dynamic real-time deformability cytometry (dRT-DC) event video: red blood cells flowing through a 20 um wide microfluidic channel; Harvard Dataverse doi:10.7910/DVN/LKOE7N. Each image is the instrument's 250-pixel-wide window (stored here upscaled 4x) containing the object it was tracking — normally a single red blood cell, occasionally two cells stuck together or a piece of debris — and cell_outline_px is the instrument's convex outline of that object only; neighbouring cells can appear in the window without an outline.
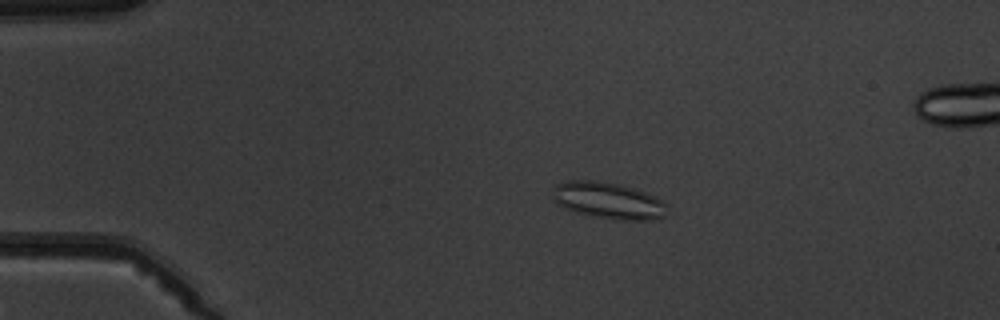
{"species": "common noctule bat (a hibernating species)", "species_latin": "Nyctalus noctula", "temperature_condition": "warm", "stored_images_in_passage": 6, "camera_frame_rate_fps": 3000, "um_per_image_px": 0.085, "animal": {"sex": "male", "body_mass_g": 19.5, "forearm_length_mm": 54.6}, "frame": {"image": 1, "passage_image": 2, "time_ms": 1.0, "image_size_px": [1000, 320], "cell_outline_px": [[668, 204], [664, 216], [652, 220], [612, 220], [576, 212], [564, 208], [556, 204], [552, 200], [552, 196], [556, 184], [564, 180], [596, 180], [616, 184], [632, 188], [656, 196]], "centroid_in_image_um": [51.68, 17.05], "position_along_channel_um": 33.3, "area_um2": 24.62}}
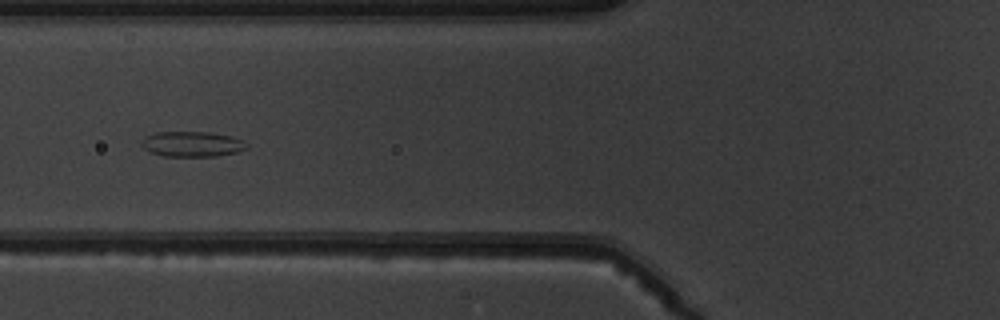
{"frame": {"image": 2, "passage_image": 5, "time_ms": 4.333, "image_size_px": [1000, 320], "cell_outline_px": [[248, 148], [236, 152], [216, 156], [164, 156], [152, 152], [144, 148], [140, 144], [140, 140], [144, 136], [156, 132], [208, 132], [232, 136], [248, 144]], "centroid_in_image_um": [16.3, 12.24], "position_along_channel_um": 109.5, "area_um2": 15.49}}
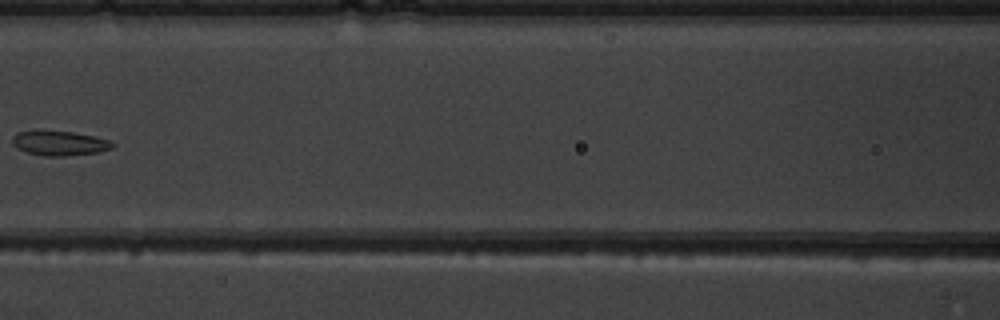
{"frame": {"image": 3, "passage_image": 6, "time_ms": 5.667, "image_size_px": [1000, 320], "cell_outline_px": [[116, 144], [112, 148], [100, 152], [64, 156], [44, 156], [24, 152], [16, 148], [12, 144], [12, 136], [16, 132], [36, 128], [40, 128], [72, 132], [112, 140]], "centroid_in_image_um": [4.99, 12.14], "position_along_channel_um": 161.6, "area_um2": 15.14}}